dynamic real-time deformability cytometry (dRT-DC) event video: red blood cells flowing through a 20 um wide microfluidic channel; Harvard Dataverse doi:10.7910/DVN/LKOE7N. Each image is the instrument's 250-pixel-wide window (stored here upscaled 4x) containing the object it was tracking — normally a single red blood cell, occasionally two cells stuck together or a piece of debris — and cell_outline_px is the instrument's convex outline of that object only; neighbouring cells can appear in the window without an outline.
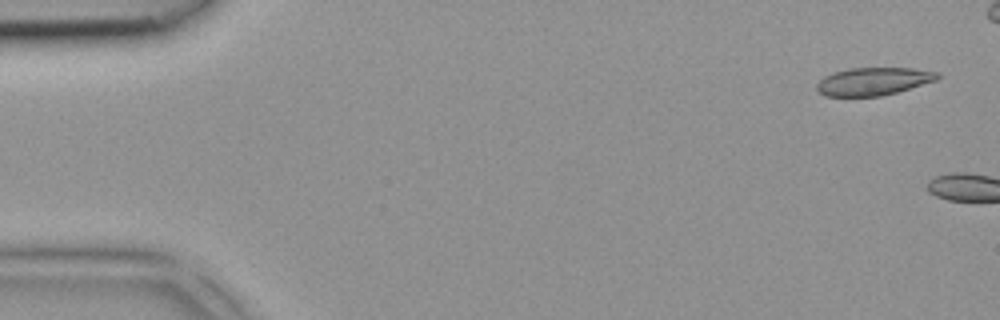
{"species": "common noctule bat (a hibernating species)", "species_latin": "Nyctalus noctula", "temperature_condition": "room temperature", "stored_images_in_passage": 2, "camera_frame_rate_fps": 3000, "um_per_image_px": 0.085, "animal": {"sex": "female", "body_mass_g": 18.4}, "frame": {"image": 1, "passage_image": 1, "time_ms": 0.0, "image_size_px": [1000, 320], "cell_outline_px": [[940, 76], [936, 80], [896, 92], [880, 96], [824, 96], [816, 88], [816, 84], [824, 76], [832, 72], [848, 68], [912, 68], [940, 72]], "centroid_in_image_um": [74.21, 6.9], "position_along_channel_um": 10.8, "area_um2": 19.54}}